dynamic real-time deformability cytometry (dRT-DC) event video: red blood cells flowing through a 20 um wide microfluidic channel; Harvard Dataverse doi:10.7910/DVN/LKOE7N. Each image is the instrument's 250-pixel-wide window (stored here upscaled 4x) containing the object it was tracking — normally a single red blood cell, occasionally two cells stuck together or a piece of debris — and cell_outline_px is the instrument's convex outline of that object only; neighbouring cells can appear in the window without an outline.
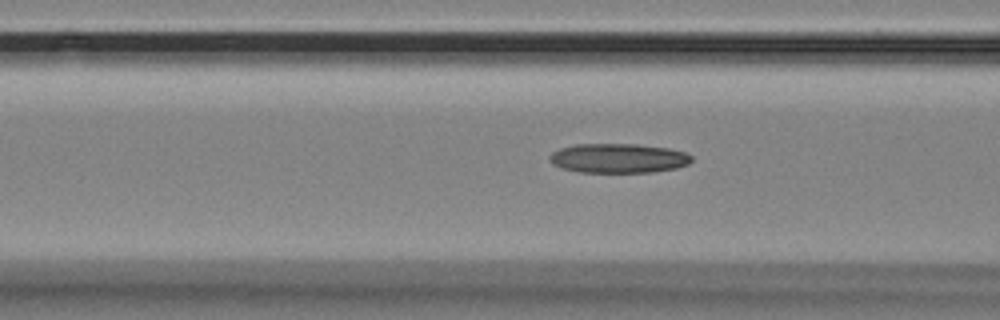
{"species": "Egyptian fruit bat (a non-hibernating species)", "species_latin": "Rousettus aegyptiacus", "temperature_condition": "room temperature", "stored_images_in_passage": 13, "camera_frame_rate_fps": 3000, "um_per_image_px": 0.085, "animal": {"sex": "female"}, "frame": {"image": 1, "passage_image": 10, "time_ms": 3.0, "image_size_px": [1000, 320], "cell_outline_px": [[692, 160], [688, 164], [676, 168], [652, 172], [580, 172], [560, 168], [552, 164], [548, 160], [548, 156], [552, 152], [560, 148], [576, 144], [636, 144], [668, 148], [684, 152], [692, 156]], "centroid_in_image_um": [52.52, 13.45], "position_along_channel_um": 114.1, "area_um2": 24.45}}